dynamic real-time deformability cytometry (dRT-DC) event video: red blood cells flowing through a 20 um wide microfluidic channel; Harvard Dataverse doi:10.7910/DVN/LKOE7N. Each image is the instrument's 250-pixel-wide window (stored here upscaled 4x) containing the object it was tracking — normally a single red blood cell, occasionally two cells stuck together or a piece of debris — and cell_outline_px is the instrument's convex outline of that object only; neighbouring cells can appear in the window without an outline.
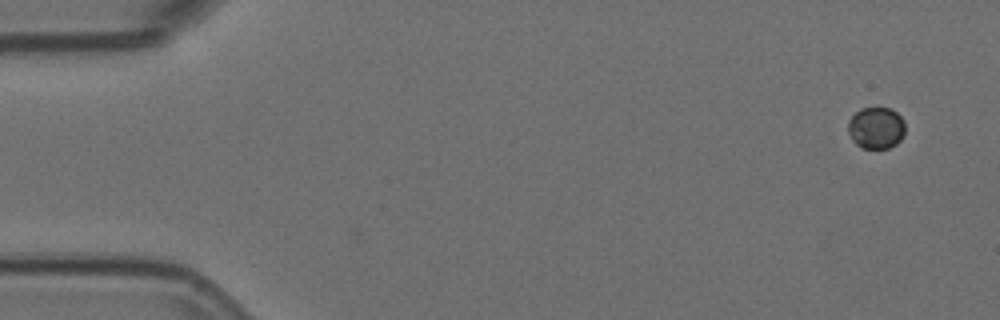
{"species": "Egyptian fruit bat (a non-hibernating species)", "species_latin": "Rousettus aegyptiacus", "temperature_condition": "room temperature", "stored_images_in_passage": 2, "camera_frame_rate_fps": 3000, "um_per_image_px": 0.085, "animal": {"sex": "female"}, "frame": {"image": 1, "passage_image": 2, "time_ms": 0.333, "image_size_px": [1000, 320], "cell_outline_px": [[904, 132], [900, 140], [896, 144], [888, 148], [860, 148], [852, 140], [848, 132], [848, 120], [860, 108], [892, 108], [904, 120]], "centroid_in_image_um": [74.45, 10.87], "position_along_channel_um": 10.5, "area_um2": 13.93}}